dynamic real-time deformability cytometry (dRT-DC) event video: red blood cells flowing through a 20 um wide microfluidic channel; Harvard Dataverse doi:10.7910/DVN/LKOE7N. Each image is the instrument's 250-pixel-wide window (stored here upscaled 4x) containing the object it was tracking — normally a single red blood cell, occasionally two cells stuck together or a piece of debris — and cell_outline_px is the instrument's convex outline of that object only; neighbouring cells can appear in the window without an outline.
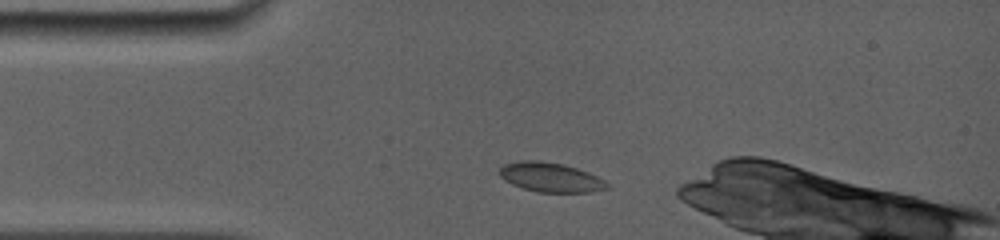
{"species": "common noctule bat (a hibernating species)", "species_latin": "Nyctalus noctula", "temperature_condition": "room temperature", "stored_images_in_passage": 44, "camera_frame_rate_fps": 5000, "um_per_image_px": 0.085, "animal": {"sex": "female", "body_mass_g": 19.0, "forearm_length_mm": 56.7}, "frame": {"image": 1, "passage_image": 4, "time_ms": 0.8, "image_size_px": [1000, 240], "cell_outline_px": [[612, 188], [588, 192], [536, 192], [512, 184], [504, 180], [500, 176], [500, 168], [504, 164], [520, 160], [540, 160], [564, 164], [588, 172], [604, 180]], "centroid_in_image_um": [46.8, 15.06], "position_along_channel_um": 38.2, "area_um2": 18.5}}
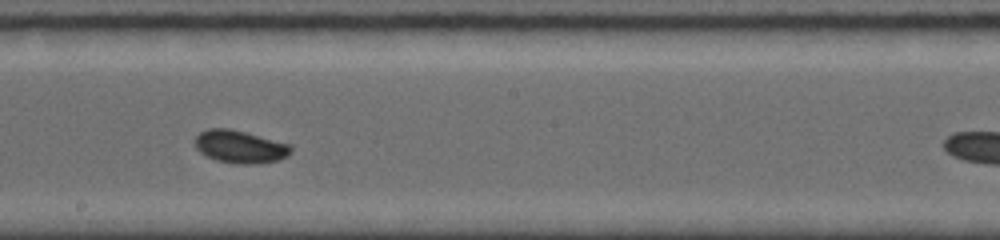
{"frame": {"image": 2, "passage_image": 24, "time_ms": 6.2, "image_size_px": [1000, 240], "cell_outline_px": [[292, 152], [288, 156], [276, 160], [256, 164], [236, 164], [216, 160], [200, 152], [196, 148], [196, 136], [200, 132], [208, 128], [228, 128], [292, 144]], "centroid_in_image_um": [20.43, 12.47], "position_along_channel_um": 227.8, "area_um2": 18.26}}
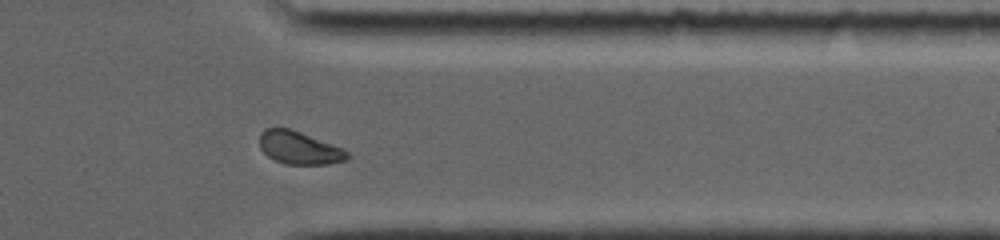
{"frame": {"image": 3, "passage_image": 40, "time_ms": 10.2, "image_size_px": [1000, 240], "cell_outline_px": [[348, 156], [344, 160], [328, 164], [284, 164], [268, 156], [260, 148], [260, 132], [264, 128], [288, 128], [300, 132], [344, 148], [348, 152]], "centroid_in_image_um": [25.41, 12.56], "position_along_channel_um": 386.0, "area_um2": 16.65}, "authors_computed_cell_mechanics": {"area_um2": 17.8313, "velocity_mm_per_s": 3.9315, "shape_relaxation_time_tau1_ms": 2.8438, "shape_relaxation_time_tau2_ms": null, "deformation_change_tau1": 0.0788, "deformation_change_tau2": null}}